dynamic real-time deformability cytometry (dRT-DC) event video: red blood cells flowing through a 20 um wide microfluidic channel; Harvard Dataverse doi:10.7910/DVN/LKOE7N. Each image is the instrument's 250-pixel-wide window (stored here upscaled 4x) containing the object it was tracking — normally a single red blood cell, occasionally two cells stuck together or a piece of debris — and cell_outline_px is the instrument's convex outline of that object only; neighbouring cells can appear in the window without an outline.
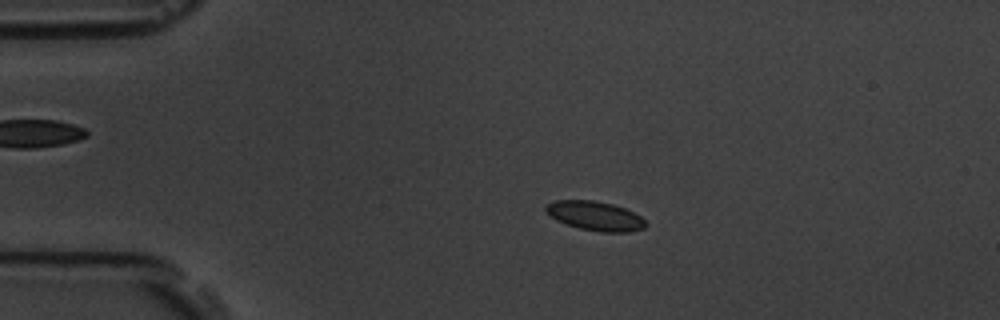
{"species": "common noctule bat (a hibernating species)", "species_latin": "Nyctalus noctula", "temperature_condition": "room temperature", "stored_images_in_passage": 9, "camera_frame_rate_fps": 3000, "um_per_image_px": 0.085, "animal": {"sex": "male", "body_mass_g": 19.5, "forearm_length_mm": 54.6}, "frame": {"image": 1, "passage_image": 4, "time_ms": 3.667, "image_size_px": [1000, 320], "cell_outline_px": [[648, 224], [644, 228], [628, 232], [600, 232], [580, 228], [556, 220], [544, 208], [544, 204], [556, 200], [592, 200], [612, 204], [624, 208], [640, 216]], "centroid_in_image_um": [50.59, 18.35], "position_along_channel_um": 34.4, "area_um2": 16.88}}
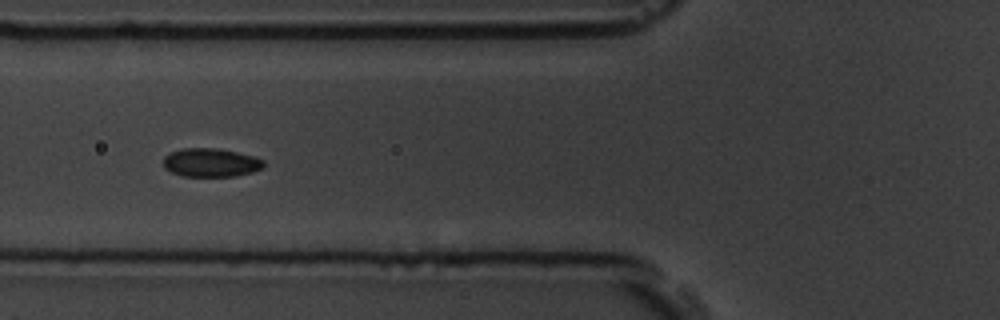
{"frame": {"image": 2, "passage_image": 7, "time_ms": 7.0, "image_size_px": [1000, 320], "cell_outline_px": [[264, 168], [252, 172], [236, 176], [180, 176], [164, 168], [164, 156], [172, 152], [184, 148], [212, 148], [236, 152], [252, 156], [264, 160]], "centroid_in_image_um": [17.92, 13.83], "position_along_channel_um": 107.9, "area_um2": 16.59}}
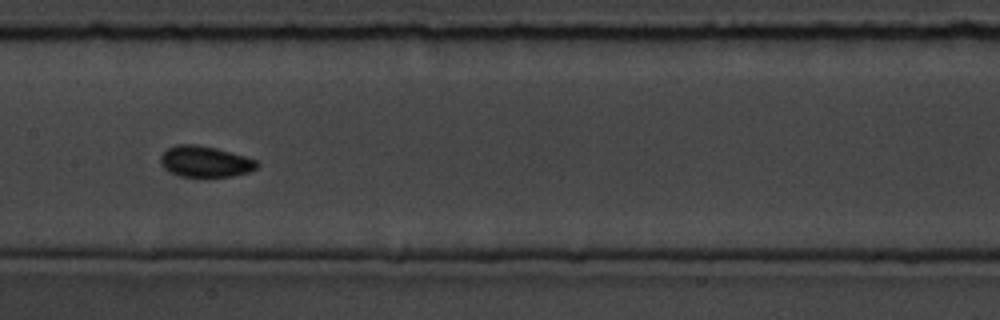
{"frame": {"image": 3, "passage_image": 9, "time_ms": 9.333, "image_size_px": [1000, 320], "cell_outline_px": [[260, 164], [256, 168], [248, 172], [232, 176], [180, 176], [168, 172], [160, 164], [160, 156], [168, 148], [176, 144], [196, 144], [216, 148], [244, 156], [256, 160]], "centroid_in_image_um": [17.4, 13.73], "position_along_channel_um": 190.0, "area_um2": 17.4}}